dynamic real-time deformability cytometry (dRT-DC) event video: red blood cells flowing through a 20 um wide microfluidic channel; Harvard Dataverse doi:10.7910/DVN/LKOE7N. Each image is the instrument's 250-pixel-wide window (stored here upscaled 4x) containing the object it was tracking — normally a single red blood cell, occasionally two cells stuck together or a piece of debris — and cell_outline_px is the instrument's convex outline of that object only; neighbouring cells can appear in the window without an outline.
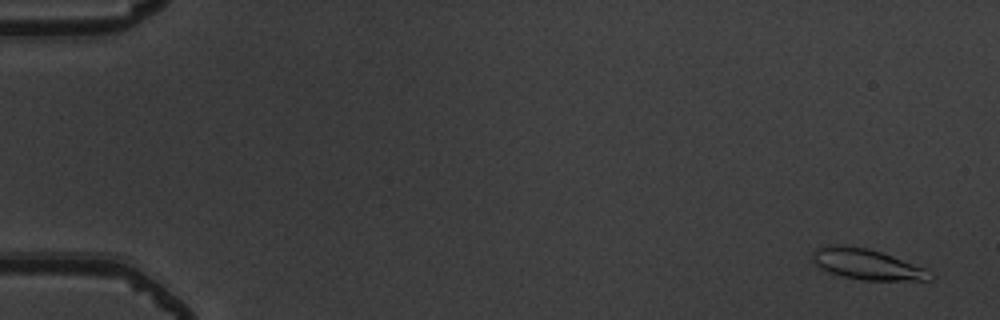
{"species": "common noctule bat (a hibernating species)", "species_latin": "Nyctalus noctula", "temperature_condition": "warm", "stored_images_in_passage": 52, "camera_frame_rate_fps": 3000, "um_per_image_px": 0.085, "animal": {"sex": "male", "body_mass_g": 19.5, "forearm_length_mm": 54.6}, "frame": {"image": 1, "passage_image": 1, "time_ms": 0.0, "image_size_px": [1000, 320], "cell_outline_px": [[936, 276], [928, 280], [864, 280], [844, 276], [820, 268], [812, 260], [812, 256], [816, 248], [828, 244], [836, 244], [868, 248], [892, 256], [924, 268]], "centroid_in_image_um": [73.67, 22.45], "position_along_channel_um": 11.3, "area_um2": 20.69}}
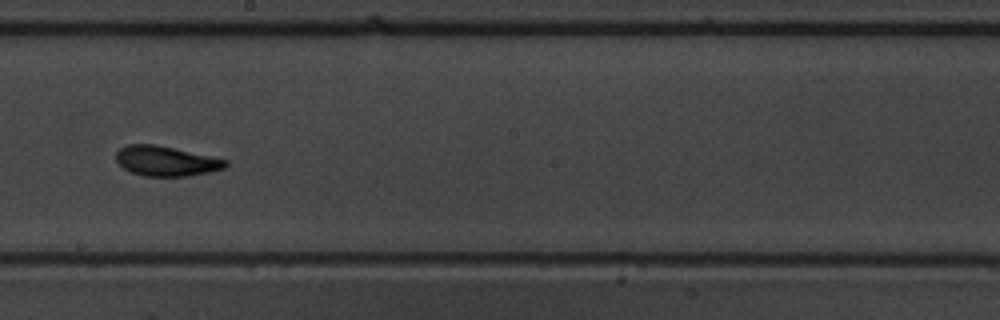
{"frame": {"image": 2, "passage_image": 30, "time_ms": 9.667, "image_size_px": [1000, 320], "cell_outline_px": [[228, 164], [224, 168], [208, 172], [188, 176], [144, 176], [132, 172], [124, 168], [116, 160], [116, 152], [120, 148], [128, 144], [156, 144], [228, 160]], "centroid_in_image_um": [14.1, 13.68], "position_along_channel_um": 234.1, "area_um2": 18.96}}
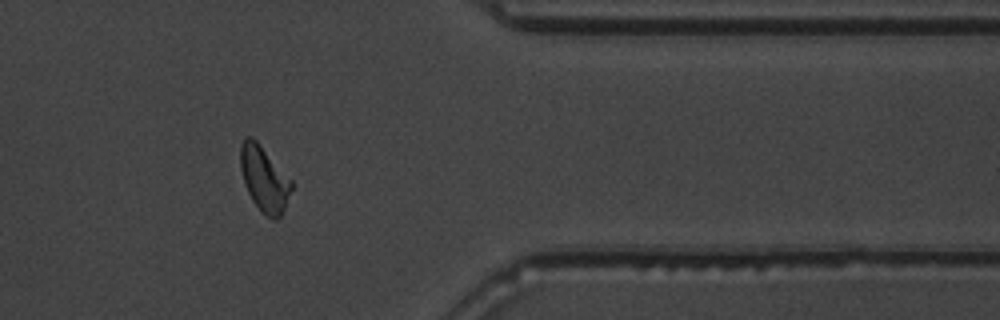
{"frame": {"image": 3, "passage_image": 43, "time_ms": 14.0, "image_size_px": [1000, 320], "cell_outline_px": [[292, 188], [284, 208], [280, 216], [276, 220], [272, 220], [260, 212], [252, 200], [248, 192], [240, 168], [240, 144], [248, 136], [252, 136], [256, 140], [292, 180]], "centroid_in_image_um": [22.45, 15.22], "position_along_channel_um": 388.9, "area_um2": 19.31}, "authors_computed_cell_mechanics": {"area_um2": 19.0162, "velocity_mm_per_s": 3.8867, "shape_relaxation_time_tau1_ms": 4.9409, "shape_relaxation_time_tau2_ms": 1.8672, "deformation_change_tau1": 0.1917, "deformation_change_tau2": 0.0859}}